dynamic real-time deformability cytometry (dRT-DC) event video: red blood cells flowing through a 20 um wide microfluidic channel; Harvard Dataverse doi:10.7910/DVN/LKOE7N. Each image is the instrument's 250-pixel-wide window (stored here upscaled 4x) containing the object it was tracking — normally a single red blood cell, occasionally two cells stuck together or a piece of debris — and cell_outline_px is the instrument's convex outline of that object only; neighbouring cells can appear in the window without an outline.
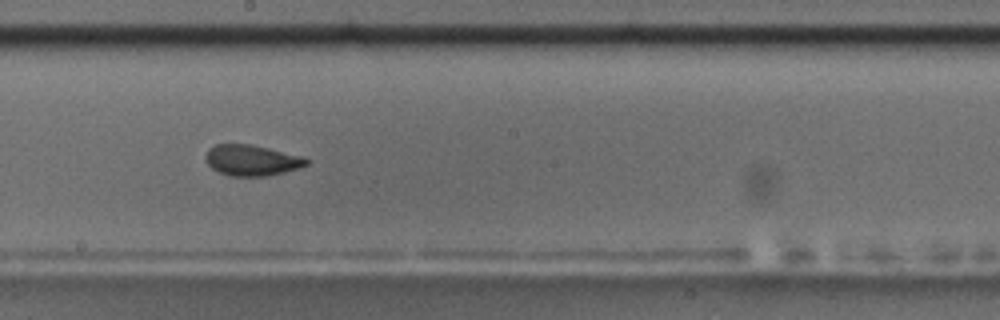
{"species": "common noctule bat (a hibernating species)", "species_latin": "Nyctalus noctula", "temperature_condition": "room temperature", "stored_images_in_passage": 17, "camera_frame_rate_fps": 3000, "um_per_image_px": 0.085, "animal": {"sex": "male", "body_mass_g": 17.5, "forearm_length_mm": 52.3}, "frame": {"image": 1, "passage_image": 10, "time_ms": 10.0, "image_size_px": [1000, 320], "cell_outline_px": [[308, 164], [300, 168], [284, 172], [264, 176], [228, 176], [212, 168], [208, 164], [204, 156], [208, 148], [216, 144], [248, 144], [268, 148], [304, 156], [308, 160]], "centroid_in_image_um": [21.39, 13.62], "position_along_channel_um": 226.8, "area_um2": 18.15}, "authors_computed_cell_mechanics": {"area_um2": 18.4382, "velocity_mm_per_s": 3.556, "shape_relaxation_time_tau1_ms": 3.0546, "shape_relaxation_time_tau2_ms": 0.8733, "deformation_change_tau1": 0.1221, "deformation_change_tau2": 0.0634}}